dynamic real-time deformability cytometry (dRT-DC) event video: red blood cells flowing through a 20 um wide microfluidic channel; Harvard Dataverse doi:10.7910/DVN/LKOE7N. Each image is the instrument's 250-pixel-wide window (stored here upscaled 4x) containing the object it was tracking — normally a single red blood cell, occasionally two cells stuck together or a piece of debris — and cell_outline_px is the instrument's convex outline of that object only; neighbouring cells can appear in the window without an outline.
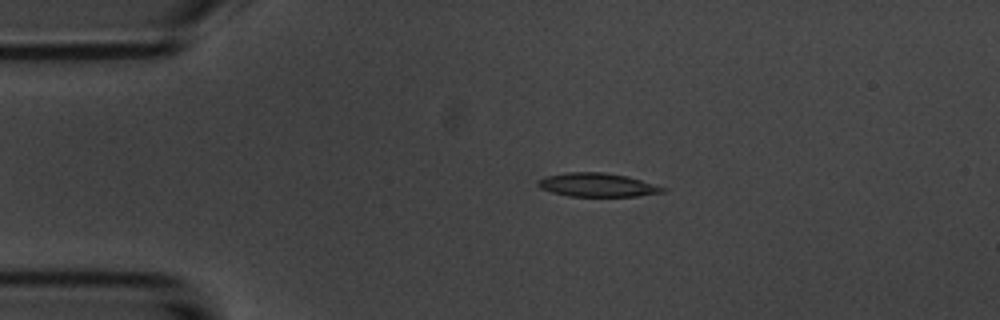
{"species": "common noctule bat (a hibernating species)", "species_latin": "Nyctalus noctula", "temperature_condition": "room temperature", "stored_images_in_passage": 4, "camera_frame_rate_fps": 3000, "um_per_image_px": 0.085, "animal": {"sex": "male", "body_mass_g": 20.1, "forearm_length_mm": 53.5}, "frame": {"image": 1, "passage_image": 3, "time_ms": 3.333, "image_size_px": [1000, 320], "cell_outline_px": [[668, 188], [664, 192], [636, 196], [568, 196], [552, 192], [540, 188], [536, 184], [536, 180], [544, 176], [564, 172], [604, 172], [624, 176], [640, 180]], "centroid_in_image_um": [50.71, 15.71], "position_along_channel_um": 34.3, "area_um2": 17.22}}